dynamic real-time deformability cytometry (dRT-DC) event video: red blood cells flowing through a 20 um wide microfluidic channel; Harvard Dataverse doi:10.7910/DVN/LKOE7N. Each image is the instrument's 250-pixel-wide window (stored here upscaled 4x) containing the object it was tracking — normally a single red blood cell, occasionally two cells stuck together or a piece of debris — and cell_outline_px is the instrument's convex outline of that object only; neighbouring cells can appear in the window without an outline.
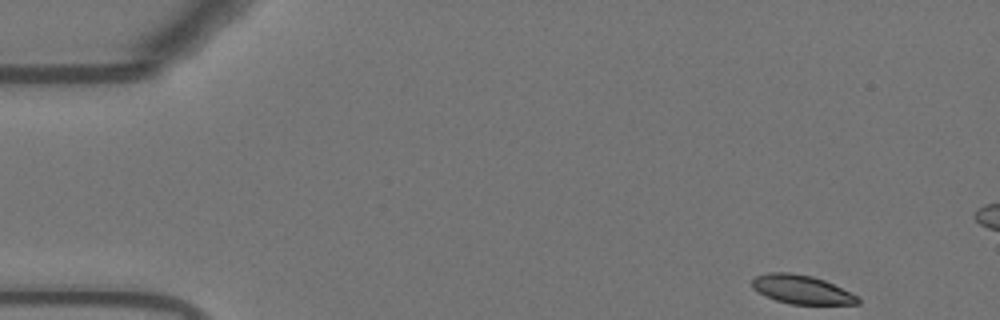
{"species": "Egyptian fruit bat (a non-hibernating species)", "species_latin": "Rousettus aegyptiacus", "temperature_condition": "warm", "stored_images_in_passage": 52, "camera_frame_rate_fps": 3000, "um_per_image_px": 0.085, "animal": {"sex": "female"}, "frame": {"image": 1, "passage_image": 1, "time_ms": 0.0, "image_size_px": [1000, 320], "cell_outline_px": [[860, 304], [792, 304], [776, 300], [764, 296], [752, 288], [752, 280], [756, 276], [768, 272], [792, 272], [812, 276], [824, 280], [856, 296], [860, 300]], "centroid_in_image_um": [68.08, 24.6], "position_along_channel_um": 16.9, "area_um2": 17.57}}
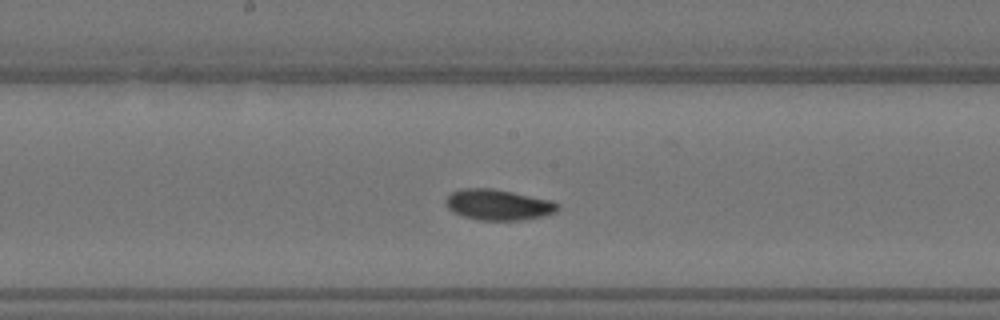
{"frame": {"image": 2, "passage_image": 25, "time_ms": 8.0, "image_size_px": [1000, 320], "cell_outline_px": [[560, 208], [556, 212], [544, 216], [520, 220], [480, 220], [464, 216], [452, 212], [444, 204], [444, 200], [452, 192], [460, 188], [492, 188], [552, 200], [560, 204]], "centroid_in_image_um": [42.35, 17.4], "position_along_channel_um": 205.8, "area_um2": 20.23}}
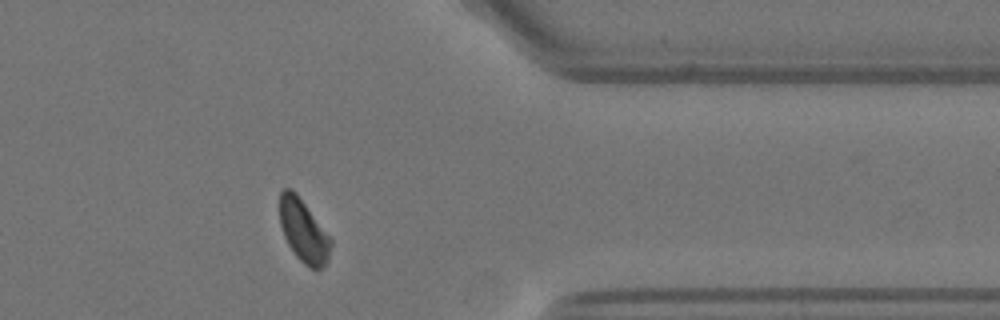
{"frame": {"image": 3, "passage_image": 41, "time_ms": 13.333, "image_size_px": [1000, 320], "cell_outline_px": [[332, 244], [328, 260], [320, 268], [312, 268], [304, 264], [296, 256], [288, 244], [284, 236], [280, 224], [280, 192], [284, 188], [292, 188], [296, 192], [332, 240]], "centroid_in_image_um": [25.79, 19.61], "position_along_channel_um": 385.6, "area_um2": 18.44}, "authors_computed_cell_mechanics": {"area_um2": 19.4208, "velocity_mm_per_s": 3.6554, "shape_relaxation_time_tau1_ms": 3.1959, "shape_relaxation_time_tau2_ms": 9.4551, "deformation_change_tau1": 0.1018, "deformation_change_tau2": 0.1373}}